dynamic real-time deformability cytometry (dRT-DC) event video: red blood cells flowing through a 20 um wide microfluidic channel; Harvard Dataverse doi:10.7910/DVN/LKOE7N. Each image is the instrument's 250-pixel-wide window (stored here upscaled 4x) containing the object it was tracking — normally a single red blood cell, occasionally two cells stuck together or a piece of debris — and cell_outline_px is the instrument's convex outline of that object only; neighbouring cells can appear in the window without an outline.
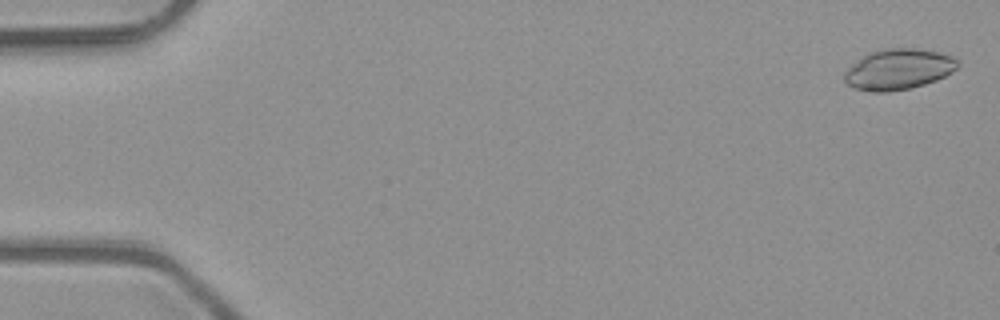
{"species": "common noctule bat (a hibernating species)", "species_latin": "Nyctalus noctula", "temperature_condition": "room temperature", "stored_images_in_passage": 4, "camera_frame_rate_fps": 3000, "um_per_image_px": 0.085, "animal": {"sex": "male", "body_mass_g": 23.1, "forearm_length_mm": 52.7}, "frame": {"image": 1, "passage_image": 1, "time_ms": 0.0, "image_size_px": [1000, 320], "cell_outline_px": [[960, 64], [956, 68], [944, 76], [936, 80], [924, 84], [908, 88], [888, 92], [872, 92], [852, 88], [844, 80], [844, 72], [848, 68], [868, 52], [884, 48], [916, 48], [936, 52], [952, 56]], "centroid_in_image_um": [76.33, 5.89], "position_along_channel_um": 8.7, "area_um2": 26.7}}